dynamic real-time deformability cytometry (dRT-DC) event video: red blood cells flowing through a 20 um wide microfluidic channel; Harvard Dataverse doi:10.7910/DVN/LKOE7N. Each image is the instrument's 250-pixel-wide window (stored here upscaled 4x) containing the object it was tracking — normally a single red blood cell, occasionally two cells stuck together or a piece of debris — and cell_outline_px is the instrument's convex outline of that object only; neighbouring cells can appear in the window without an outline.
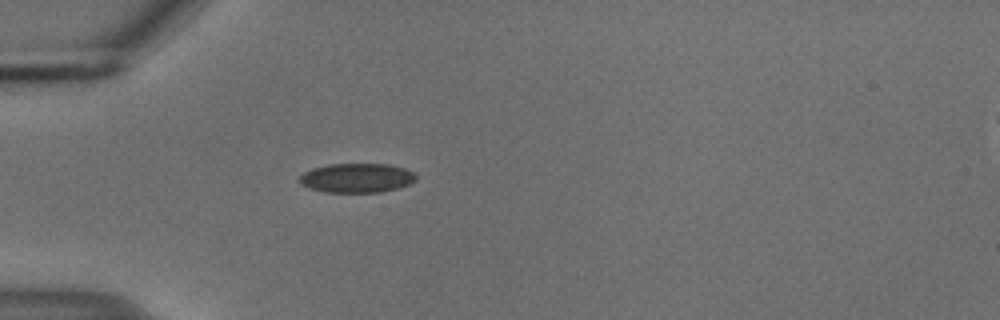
{"species": "common noctule bat (a hibernating species)", "species_latin": "Nyctalus noctula", "temperature_condition": "cold", "stored_images_in_passage": 33, "camera_frame_rate_fps": 3000, "um_per_image_px": 0.085, "animal": {"sex": "male", "body_mass_g": 18.8}, "frame": {"image": 1, "passage_image": 1, "time_ms": 0.0, "image_size_px": [1000, 320], "cell_outline_px": [[416, 180], [408, 184], [396, 188], [380, 192], [324, 192], [308, 188], [300, 184], [300, 176], [304, 172], [312, 168], [328, 164], [388, 164], [404, 168], [416, 172]], "centroid_in_image_um": [30.32, 15.12], "position_along_channel_um": 54.7, "area_um2": 19.94}}
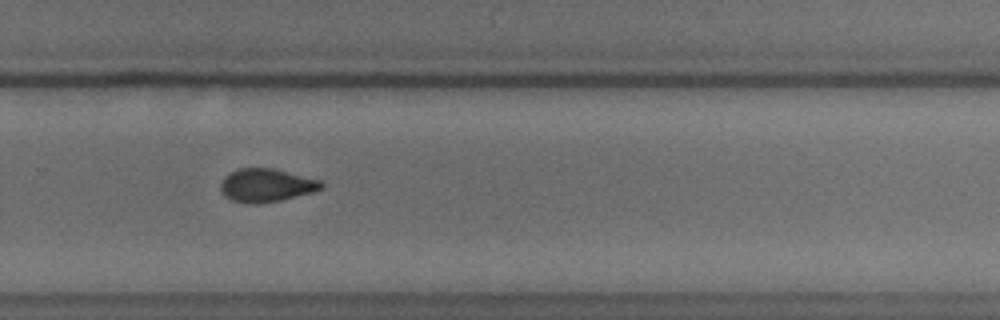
{"frame": {"image": 2, "passage_image": 22, "time_ms": 7.0, "image_size_px": [1000, 320], "cell_outline_px": [[324, 188], [312, 192], [280, 200], [260, 204], [248, 204], [232, 200], [224, 196], [220, 192], [220, 184], [224, 176], [228, 172], [236, 168], [272, 168], [320, 180], [324, 184]], "centroid_in_image_um": [22.58, 15.75], "position_along_channel_um": 307.2, "area_um2": 19.71}}
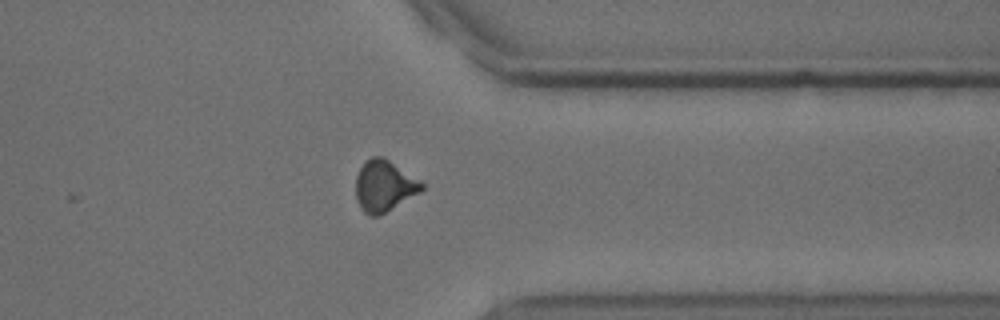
{"frame": {"image": 3, "passage_image": 28, "time_ms": 9.0, "image_size_px": [1000, 320], "cell_outline_px": [[424, 188], [420, 192], [384, 212], [376, 216], [372, 216], [364, 212], [360, 208], [356, 200], [356, 176], [364, 160], [372, 156], [380, 156], [388, 160], [420, 180], [424, 184]], "centroid_in_image_um": [32.62, 15.79], "position_along_channel_um": 378.8, "area_um2": 19.42}, "authors_computed_cell_mechanics": {"area_um2": 20.0566, "velocity_mm_per_s": 3.74, "shape_relaxation_time_tau1_ms": 5.9321, "shape_relaxation_time_tau2_ms": 1.7765, "deformation_change_tau1": 0.1137, "deformation_change_tau2": 0.0623}}